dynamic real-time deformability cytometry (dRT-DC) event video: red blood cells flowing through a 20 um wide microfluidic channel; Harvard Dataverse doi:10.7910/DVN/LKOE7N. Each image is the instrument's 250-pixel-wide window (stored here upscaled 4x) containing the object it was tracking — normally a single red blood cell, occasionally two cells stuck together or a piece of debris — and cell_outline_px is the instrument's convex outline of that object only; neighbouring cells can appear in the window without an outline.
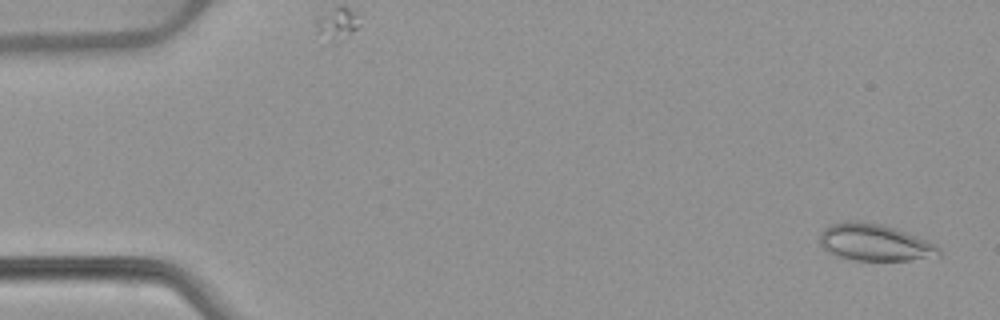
{"species": "common noctule bat (a hibernating species)", "species_latin": "Nyctalus noctula", "temperature_condition": "warm", "stored_images_in_passage": 52, "camera_frame_rate_fps": 3000, "um_per_image_px": 0.085, "animal": {"sex": "female", "body_mass_g": 22.7, "forearm_length_mm": 54.2}, "frame": {"image": 1, "passage_image": 2, "time_ms": 0.333, "image_size_px": [1000, 320], "cell_outline_px": [[940, 256], [908, 260], [856, 260], [840, 256], [828, 252], [820, 244], [820, 236], [824, 228], [832, 224], [844, 220], [852, 220], [884, 224], [896, 228], [928, 240], [936, 244], [940, 248]], "centroid_in_image_um": [74.37, 20.59], "position_along_channel_um": 10.6, "area_um2": 25.66}}
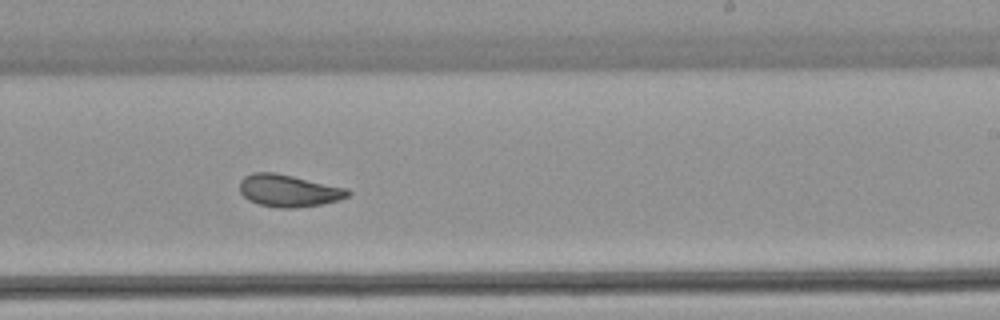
{"frame": {"image": 2, "passage_image": 32, "time_ms": 10.333, "image_size_px": [1000, 320], "cell_outline_px": [[352, 192], [348, 196], [340, 200], [320, 204], [296, 208], [280, 208], [260, 204], [248, 200], [240, 192], [240, 180], [244, 176], [252, 172], [276, 172], [348, 188]], "centroid_in_image_um": [24.54, 16.19], "position_along_channel_um": 264.5, "area_um2": 20.46}}
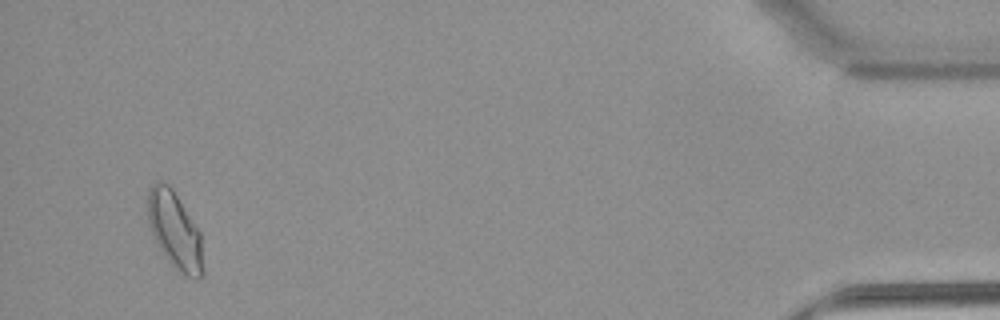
{"frame": {"image": 3, "passage_image": 50, "time_ms": 16.333, "image_size_px": [1000, 320], "cell_outline_px": [[204, 276], [188, 276], [180, 272], [168, 260], [152, 236], [148, 224], [148, 192], [152, 184], [156, 180], [160, 180], [168, 184], [172, 188], [200, 232], [204, 272]], "centroid_in_image_um": [14.84, 19.55], "position_along_channel_um": 420.4, "area_um2": 24.57}, "authors_computed_cell_mechanics": {"area_um2": 21.1837, "velocity_mm_per_s": 3.8903, "shape_relaxation_time_tau1_ms": null, "shape_relaxation_time_tau2_ms": 2.0437, "deformation_change_tau1": null, "deformation_change_tau2": 0.0734}}